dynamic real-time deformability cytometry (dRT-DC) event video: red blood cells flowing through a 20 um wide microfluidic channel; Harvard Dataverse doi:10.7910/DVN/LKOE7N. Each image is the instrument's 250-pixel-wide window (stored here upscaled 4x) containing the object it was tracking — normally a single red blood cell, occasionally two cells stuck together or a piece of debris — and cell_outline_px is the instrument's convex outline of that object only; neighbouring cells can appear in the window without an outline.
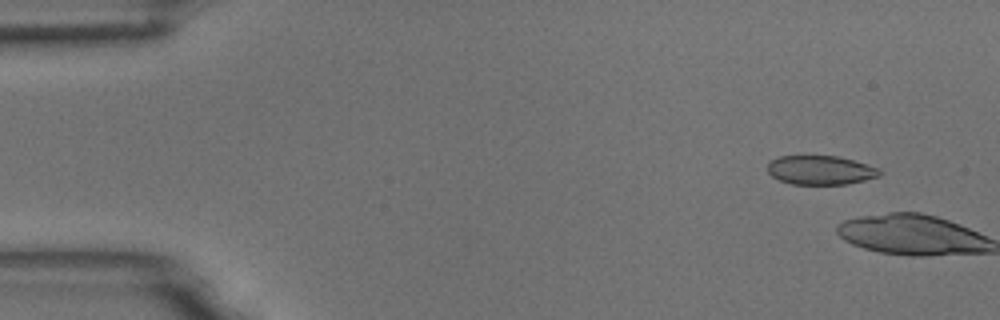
{"species": "common noctule bat (a hibernating species)", "species_latin": "Nyctalus noctula", "temperature_condition": "room temperature", "stored_images_in_passage": 3, "camera_frame_rate_fps": 3000, "um_per_image_px": 0.085, "animal": {"sex": "male", "body_mass_g": 18.8}, "frame": {"image": 1, "passage_image": 2, "time_ms": 0.333, "image_size_px": [1000, 320], "cell_outline_px": [[884, 172], [880, 176], [848, 184], [792, 184], [780, 180], [772, 176], [768, 172], [768, 164], [772, 160], [780, 156], [836, 156], [852, 160], [880, 168]], "centroid_in_image_um": [69.78, 14.46], "position_along_channel_um": 15.2, "area_um2": 18.9}}